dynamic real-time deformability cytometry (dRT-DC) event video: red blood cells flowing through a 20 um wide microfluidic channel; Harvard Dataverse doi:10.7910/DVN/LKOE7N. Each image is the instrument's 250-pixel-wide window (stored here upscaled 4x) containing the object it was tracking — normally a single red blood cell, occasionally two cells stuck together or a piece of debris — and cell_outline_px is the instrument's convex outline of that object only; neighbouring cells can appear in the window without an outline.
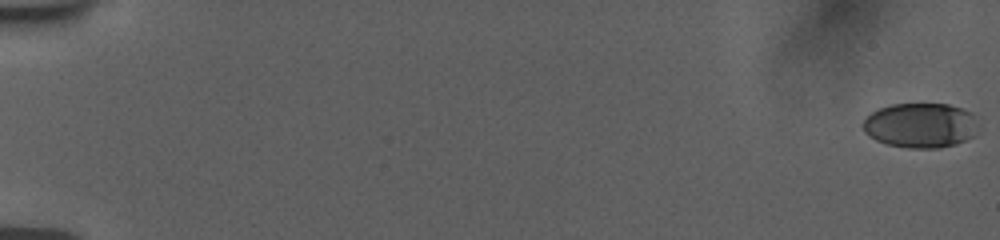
{"species": "human", "species_latin": "Homo sapiens", "temperature_condition": "room temperature", "stored_images_in_passage": 57, "camera_frame_rate_fps": 3000, "um_per_image_px": 0.085, "donor": {"sex": "female"}, "frame": {"image": 1, "passage_image": 1, "time_ms": 0.0, "image_size_px": [1000, 240], "cell_outline_px": [[972, 136], [956, 144], [940, 148], [908, 148], [884, 144], [868, 136], [864, 132], [864, 120], [872, 112], [880, 108], [892, 104], [948, 104], [964, 108], [972, 112]], "centroid_in_image_um": [78.17, 10.66], "position_along_channel_um": 6.8, "area_um2": 29.71}}
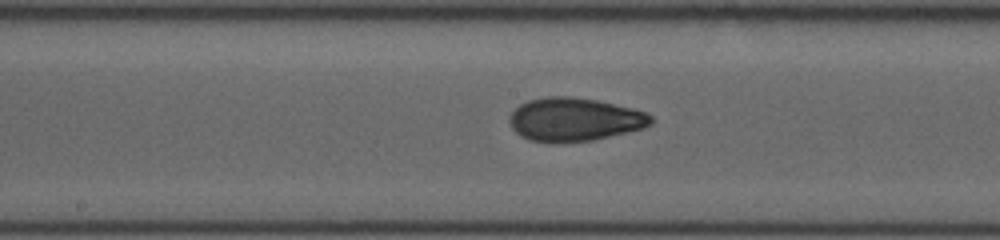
{"frame": {"image": 2, "passage_image": 32, "time_ms": 10.333, "image_size_px": [1000, 240], "cell_outline_px": [[656, 120], [652, 124], [644, 128], [592, 140], [556, 144], [528, 140], [520, 136], [512, 128], [508, 120], [508, 116], [520, 104], [528, 100], [548, 96], [568, 96], [596, 100], [632, 108], [648, 112]], "centroid_in_image_um": [48.82, 10.17], "position_along_channel_um": 199.4, "area_um2": 36.24}}
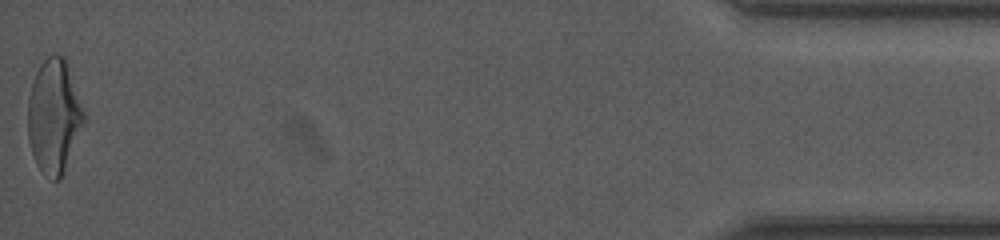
{"frame": {"image": 3, "passage_image": 57, "time_ms": 18.667, "image_size_px": [1000, 240], "cell_outline_px": [[88, 120], [60, 180], [52, 180], [36, 164], [28, 140], [28, 96], [36, 72], [40, 64], [52, 52], [56, 52], [64, 56], [68, 60]], "centroid_in_image_um": [4.65, 9.83], "position_along_channel_um": 430.6, "area_um2": 38.26}, "authors_computed_cell_mechanics": {"area_um2": 34.391, "velocity_mm_per_s": 3.7847, "shape_relaxation_time_tau1_ms": 5.5008, "shape_relaxation_time_tau2_ms": 1.586, "deformation_change_tau1": 0.1872, "deformation_change_tau2": 0.0699}}